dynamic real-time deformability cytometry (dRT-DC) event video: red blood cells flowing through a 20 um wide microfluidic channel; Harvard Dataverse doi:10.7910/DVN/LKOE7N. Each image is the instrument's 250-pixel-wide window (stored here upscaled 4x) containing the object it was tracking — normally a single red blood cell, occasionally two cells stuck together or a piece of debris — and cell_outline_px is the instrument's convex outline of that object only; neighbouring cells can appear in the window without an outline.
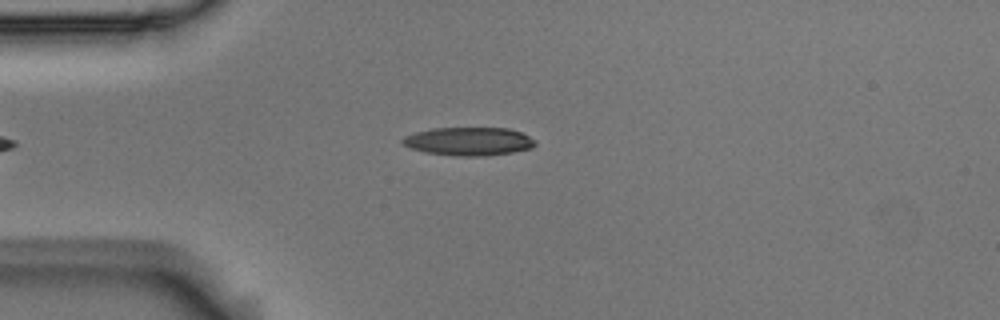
{"species": "Egyptian fruit bat (a non-hibernating species)", "species_latin": "Rousettus aegyptiacus", "temperature_condition": "room temperature", "stored_images_in_passage": 3, "camera_frame_rate_fps": 3000, "um_per_image_px": 0.085, "animal": {"sex": "male"}, "frame": {"image": 1, "passage_image": 3, "time_ms": 0.667, "image_size_px": [1000, 320], "cell_outline_px": [[536, 144], [532, 148], [512, 152], [484, 156], [452, 156], [424, 152], [412, 148], [404, 144], [400, 140], [404, 136], [416, 132], [432, 128], [508, 128], [520, 132], [536, 140]], "centroid_in_image_um": [39.84, 12.02], "position_along_channel_um": 45.2, "area_um2": 21.91}}